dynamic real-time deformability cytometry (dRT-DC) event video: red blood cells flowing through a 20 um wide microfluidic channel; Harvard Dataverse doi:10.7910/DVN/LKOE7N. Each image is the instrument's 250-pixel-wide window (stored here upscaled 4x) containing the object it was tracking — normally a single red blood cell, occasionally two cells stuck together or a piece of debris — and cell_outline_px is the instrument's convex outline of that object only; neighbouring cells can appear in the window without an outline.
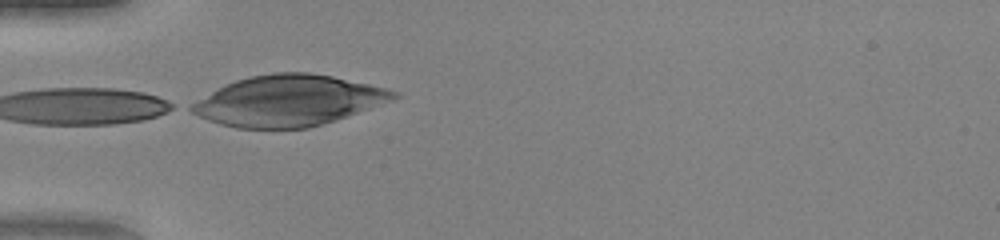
{"species": "human", "species_latin": "Homo sapiens", "temperature_condition": "warm", "stored_images_in_passage": 38, "camera_frame_rate_fps": 3000, "um_per_image_px": 0.085, "donor": {"sex": "female"}, "frame": {"image": 1, "passage_image": 16, "time_ms": 5.0, "image_size_px": [1000, 240], "cell_outline_px": [[400, 96], [392, 100], [348, 116], [336, 120], [308, 128], [236, 128], [220, 124], [208, 120], [184, 108], [212, 92], [236, 80], [252, 76], [272, 72], [308, 72], [332, 76], [388, 88], [400, 92]], "centroid_in_image_um": [24.55, 8.56], "position_along_channel_um": 60.5, "area_um2": 59.42}}